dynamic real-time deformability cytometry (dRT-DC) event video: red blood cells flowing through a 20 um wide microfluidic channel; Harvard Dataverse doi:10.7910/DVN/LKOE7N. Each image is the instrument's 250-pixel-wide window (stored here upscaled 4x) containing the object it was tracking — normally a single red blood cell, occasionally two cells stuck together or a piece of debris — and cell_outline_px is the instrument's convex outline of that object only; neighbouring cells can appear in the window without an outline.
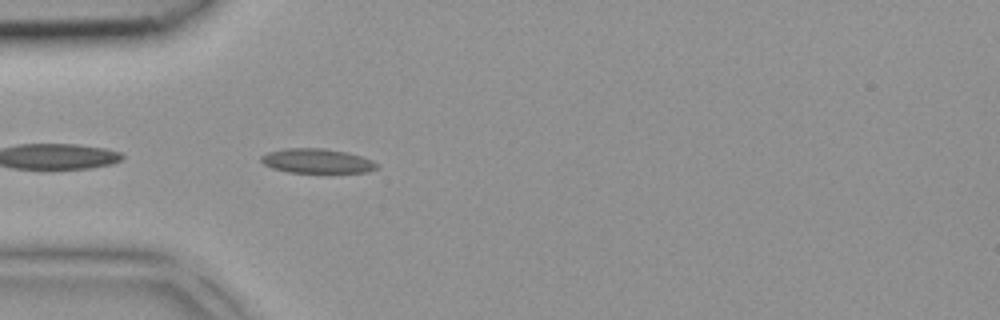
{"species": "common noctule bat (a hibernating species)", "species_latin": "Nyctalus noctula", "temperature_condition": "room temperature", "stored_images_in_passage": 6, "camera_frame_rate_fps": 3000, "um_per_image_px": 0.085, "animal": {"sex": "female", "body_mass_g": 18.4}, "frame": {"image": 1, "passage_image": 1, "time_ms": 0.0, "image_size_px": [1000, 320], "cell_outline_px": [[376, 168], [368, 172], [288, 172], [272, 168], [264, 164], [260, 160], [260, 156], [268, 152], [284, 148], [324, 148], [348, 152], [372, 160], [376, 164]], "centroid_in_image_um": [26.9, 13.67], "position_along_channel_um": 58.1, "area_um2": 16.42}}